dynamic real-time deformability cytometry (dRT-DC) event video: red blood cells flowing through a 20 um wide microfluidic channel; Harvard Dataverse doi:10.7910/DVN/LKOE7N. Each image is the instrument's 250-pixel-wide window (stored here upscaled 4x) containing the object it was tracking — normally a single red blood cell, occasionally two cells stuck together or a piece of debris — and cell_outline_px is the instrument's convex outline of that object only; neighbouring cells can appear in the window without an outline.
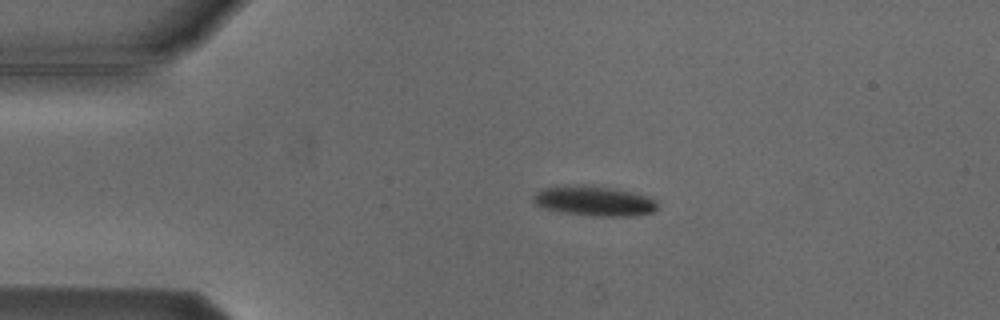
{"species": "Egyptian fruit bat (a non-hibernating species)", "species_latin": "Rousettus aegyptiacus", "temperature_condition": "cold", "stored_images_in_passage": 2, "camera_frame_rate_fps": 3000, "um_per_image_px": 0.085, "animal": {"sex": "male"}, "frame": {"image": 1, "passage_image": 1, "time_ms": 0.0, "image_size_px": [1000, 320], "cell_outline_px": [[660, 208], [652, 212], [632, 216], [592, 216], [564, 212], [544, 208], [532, 204], [532, 196], [536, 192], [544, 188], [584, 184], [612, 188], [648, 196], [656, 200]], "centroid_in_image_um": [50.51, 17.08], "position_along_channel_um": 34.5, "area_um2": 21.73}}